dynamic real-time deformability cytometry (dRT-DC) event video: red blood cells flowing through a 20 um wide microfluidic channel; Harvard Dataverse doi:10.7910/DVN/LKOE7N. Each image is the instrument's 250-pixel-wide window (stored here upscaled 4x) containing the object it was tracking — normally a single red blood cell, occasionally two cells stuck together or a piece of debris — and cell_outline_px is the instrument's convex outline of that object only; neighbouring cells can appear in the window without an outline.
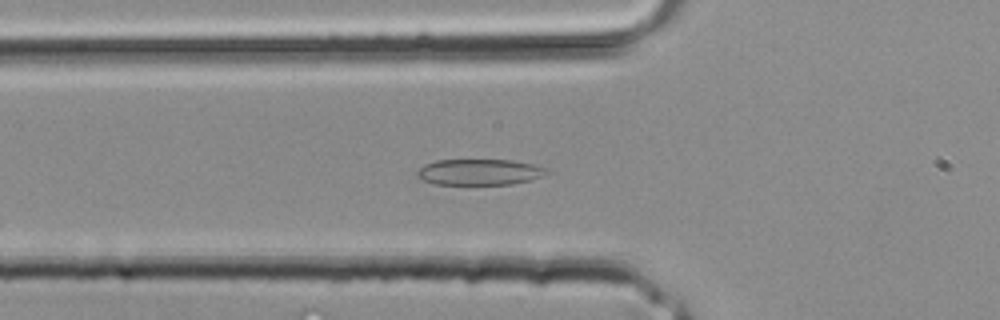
{"species": "common noctule bat (a hibernating species)", "species_latin": "Nyctalus noctula", "temperature_condition": "room temperature", "stored_images_in_passage": 35, "segment_of_instrument_passage": [1, 2], "camera_frame_rate_fps": 3000, "um_per_image_px": 0.085, "animal": {"sex": "male", "body_mass_g": 20.4}, "frame": {"image": 1, "passage_image": 12, "time_ms": 3.667, "image_size_px": [1000, 320], "cell_outline_px": [[548, 172], [532, 180], [512, 184], [436, 184], [424, 180], [416, 176], [416, 172], [424, 164], [436, 160], [512, 160], [532, 164], [548, 168]], "centroid_in_image_um": [40.75, 14.62], "position_along_channel_um": 85.1, "area_um2": 19.54}}
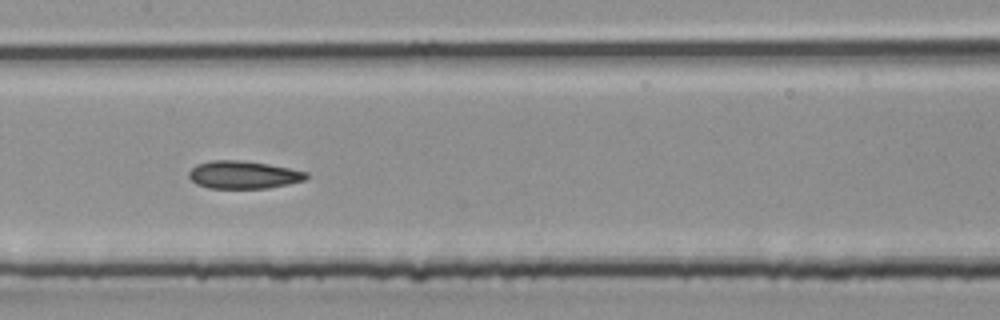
{"frame": {"image": 2, "passage_image": 17, "time_ms": 5.333, "image_size_px": [1000, 320], "cell_outline_px": [[308, 176], [304, 180], [288, 184], [268, 188], [208, 188], [196, 184], [188, 176], [188, 172], [196, 164], [208, 160], [244, 160], [268, 164], [308, 172]], "centroid_in_image_um": [20.65, 14.85], "position_along_channel_um": 186.7, "area_um2": 19.07}}
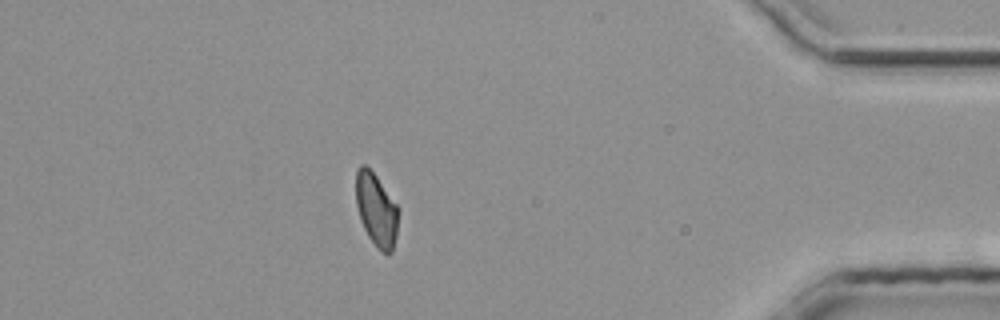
{"frame": {"image": 3, "passage_image": 30, "time_ms": 9.667, "image_size_px": [1000, 320], "cell_outline_px": [[396, 236], [392, 252], [388, 256], [380, 252], [376, 248], [368, 236], [360, 220], [356, 204], [356, 168], [360, 164], [364, 164], [376, 176], [396, 204]], "centroid_in_image_um": [31.95, 17.86], "position_along_channel_um": 403.3, "area_um2": 17.86}}